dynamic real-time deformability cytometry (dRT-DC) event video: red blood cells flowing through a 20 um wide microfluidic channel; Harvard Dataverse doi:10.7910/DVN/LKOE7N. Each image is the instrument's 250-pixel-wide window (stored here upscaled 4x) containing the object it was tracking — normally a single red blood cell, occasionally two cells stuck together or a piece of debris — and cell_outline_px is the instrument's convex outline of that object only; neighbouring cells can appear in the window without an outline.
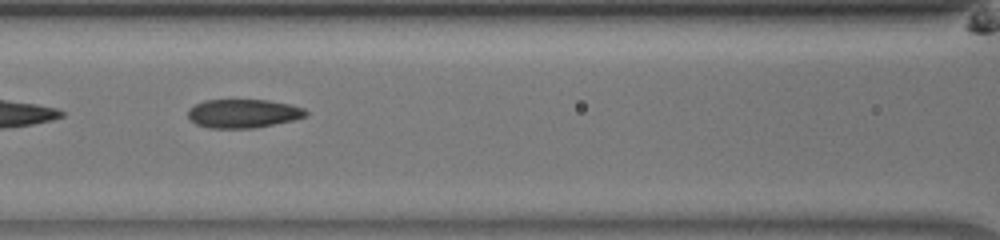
{"species": "common noctule bat (a hibernating species)", "species_latin": "Nyctalus noctula", "temperature_condition": "room temperature", "stored_images_in_passage": 36, "camera_frame_rate_fps": 3000, "um_per_image_px": 0.085, "animal": {"sex": "male", "body_mass_g": 13.0, "forearm_length_mm": 53.1}, "frame": {"image": 1, "passage_image": 26, "time_ms": 8.333, "image_size_px": [1000, 240], "cell_outline_px": [[308, 116], [292, 120], [252, 128], [208, 128], [196, 124], [188, 116], [188, 108], [204, 100], [268, 100], [288, 104], [304, 108], [308, 112]], "centroid_in_image_um": [20.66, 9.64], "position_along_channel_um": 145.9, "area_um2": 19.59}}